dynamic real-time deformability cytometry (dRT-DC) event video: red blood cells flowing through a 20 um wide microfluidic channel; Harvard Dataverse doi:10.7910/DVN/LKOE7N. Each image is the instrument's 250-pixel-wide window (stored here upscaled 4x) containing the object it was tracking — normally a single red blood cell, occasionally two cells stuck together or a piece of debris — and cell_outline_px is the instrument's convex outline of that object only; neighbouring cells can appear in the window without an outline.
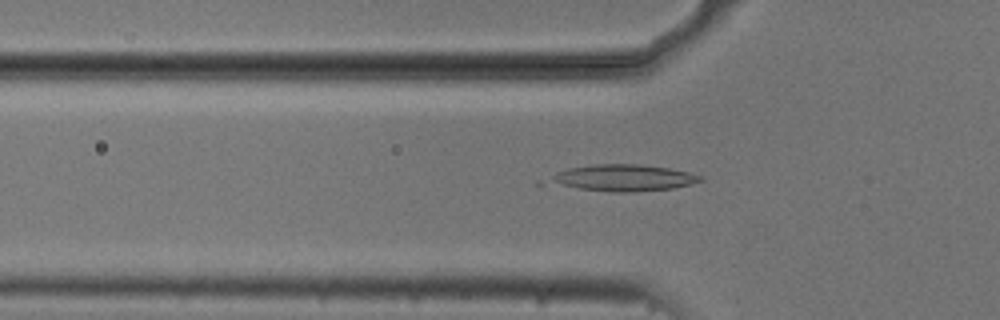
{"species": "common noctule bat (a hibernating species)", "species_latin": "Nyctalus noctula", "temperature_condition": "cold", "stored_images_in_passage": 53, "camera_frame_rate_fps": 3000, "um_per_image_px": 0.085, "animal": {"sex": "male", "body_mass_g": 20.5, "forearm_length_mm": 52.5}, "frame": {"image": 1, "passage_image": 17, "time_ms": 5.333, "image_size_px": [1000, 320], "cell_outline_px": [[704, 180], [672, 188], [632, 192], [612, 192], [536, 184], [536, 180], [556, 172], [568, 168], [596, 164], [640, 164], [668, 168], [688, 172], [704, 176]], "centroid_in_image_um": [52.69, 15.13], "position_along_channel_um": 73.1, "area_um2": 24.28}}
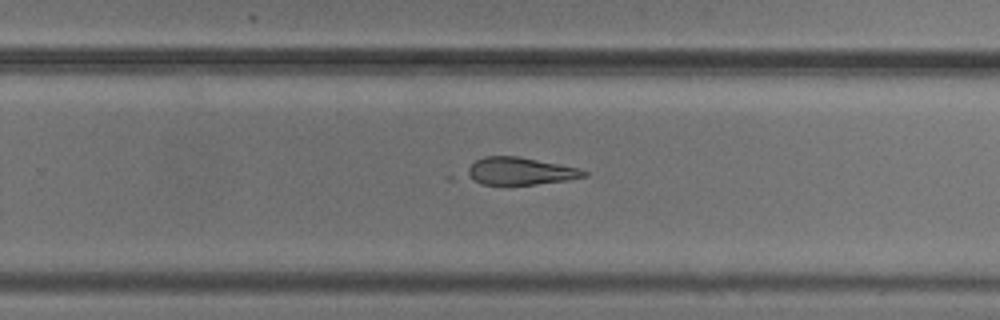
{"frame": {"image": 2, "passage_image": 34, "time_ms": 11.0, "image_size_px": [1000, 320], "cell_outline_px": [[588, 176], [568, 180], [536, 184], [480, 184], [468, 176], [468, 168], [476, 160], [484, 156], [520, 156], [576, 168], [588, 172]], "centroid_in_image_um": [44.22, 14.54], "position_along_channel_um": 285.6, "area_um2": 18.38}}
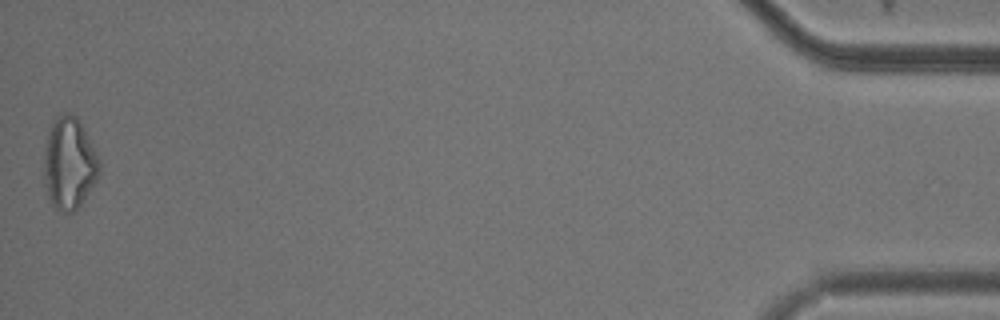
{"frame": {"image": 3, "passage_image": 53, "time_ms": 17.333, "image_size_px": [1000, 320], "cell_outline_px": [[100, 172], [96, 180], [84, 200], [76, 212], [64, 212], [56, 208], [48, 200], [44, 184], [44, 156], [48, 136], [52, 124], [56, 116], [64, 112], [68, 112], [76, 116], [84, 128], [100, 160]], "centroid_in_image_um": [5.89, 13.91], "position_along_channel_um": 429.3, "area_um2": 29.77}}